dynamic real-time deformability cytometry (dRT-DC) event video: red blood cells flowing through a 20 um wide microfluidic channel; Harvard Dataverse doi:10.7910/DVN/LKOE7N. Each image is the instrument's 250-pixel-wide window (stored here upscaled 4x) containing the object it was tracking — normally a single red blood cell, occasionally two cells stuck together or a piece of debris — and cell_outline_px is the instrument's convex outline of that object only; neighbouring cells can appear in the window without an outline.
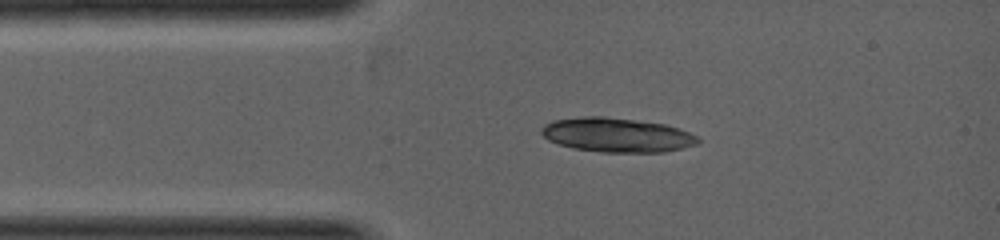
{"species": "common noctule bat (a hibernating species)", "species_latin": "Nyctalus noctula", "temperature_condition": "warm", "stored_images_in_passage": 2, "camera_frame_rate_fps": 5000, "um_per_image_px": 0.085, "animal": {"sex": "female", "body_mass_g": 19.0, "forearm_length_mm": 53.3}, "frame": {"image": 1, "passage_image": 1, "time_ms": 0.0, "image_size_px": [1000, 240], "cell_outline_px": [[700, 140], [696, 144], [664, 152], [604, 152], [576, 148], [560, 144], [548, 140], [540, 132], [540, 128], [544, 124], [552, 120], [584, 116], [604, 116], [664, 124], [680, 128], [696, 136]], "centroid_in_image_um": [52.4, 11.46], "position_along_channel_um": 32.6, "area_um2": 31.04}}